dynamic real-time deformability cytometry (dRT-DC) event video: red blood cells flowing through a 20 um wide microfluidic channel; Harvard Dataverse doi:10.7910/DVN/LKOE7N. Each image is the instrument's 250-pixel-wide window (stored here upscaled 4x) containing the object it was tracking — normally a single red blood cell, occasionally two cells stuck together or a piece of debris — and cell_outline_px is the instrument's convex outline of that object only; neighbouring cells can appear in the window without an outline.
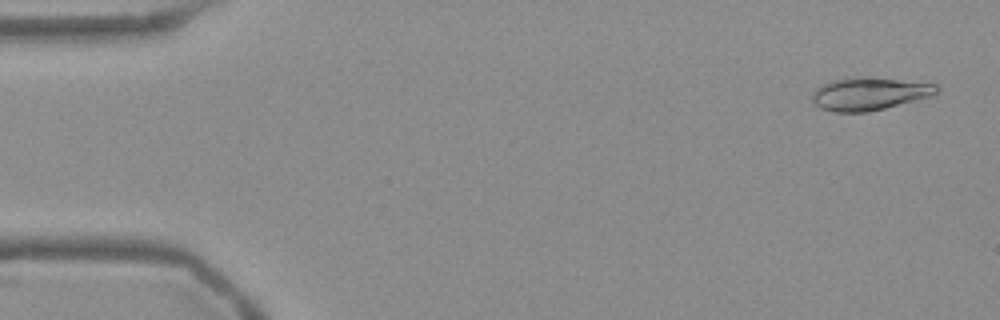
{"species": "Egyptian fruit bat (a non-hibernating species)", "species_latin": "Rousettus aegyptiacus", "temperature_condition": "warm", "stored_images_in_passage": 53, "camera_frame_rate_fps": 3000, "um_per_image_px": 0.085, "frame": {"image": 1, "passage_image": 2, "time_ms": 0.333, "image_size_px": [1000, 320], "cell_outline_px": [[940, 88], [932, 96], [868, 112], [832, 112], [820, 108], [812, 100], [812, 92], [820, 84], [844, 76], [872, 76], [936, 84]], "centroid_in_image_um": [73.85, 7.94], "position_along_channel_um": 11.2, "area_um2": 24.28}}
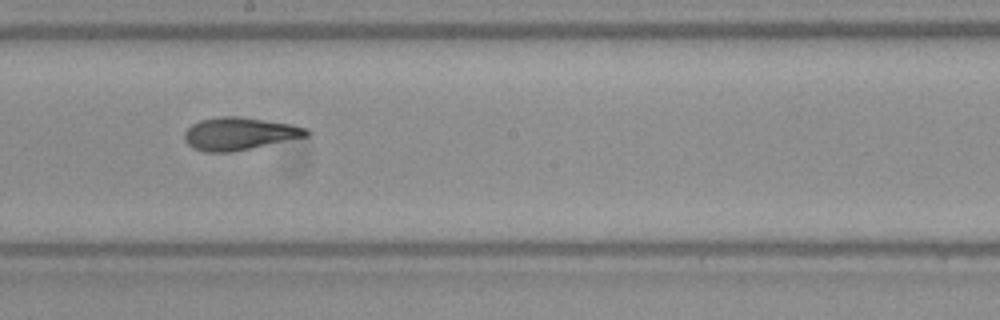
{"frame": {"image": 2, "passage_image": 29, "time_ms": 9.333, "image_size_px": [1000, 320], "cell_outline_px": [[312, 132], [308, 136], [232, 152], [204, 152], [192, 148], [184, 140], [184, 132], [192, 124], [200, 120], [220, 116], [236, 116], [264, 120], [288, 124], [308, 128]], "centroid_in_image_um": [20.32, 11.37], "position_along_channel_um": 227.9, "area_um2": 23.12}}
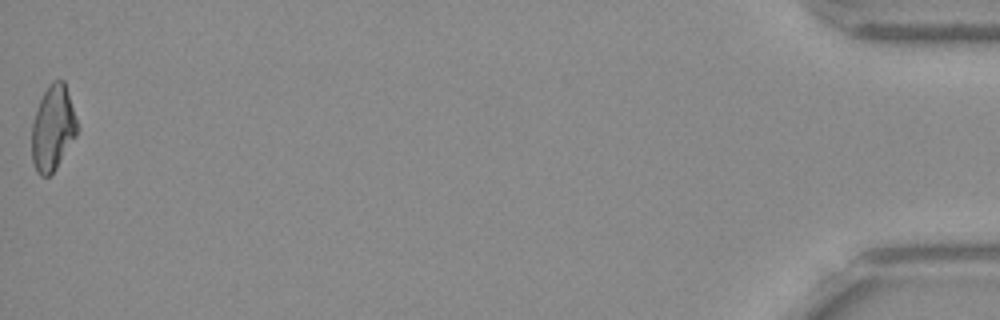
{"frame": {"image": 3, "passage_image": 53, "time_ms": 17.333, "image_size_px": [1000, 320], "cell_outline_px": [[80, 128], [76, 136], [56, 168], [48, 176], [40, 176], [36, 172], [32, 160], [32, 124], [40, 100], [48, 84], [52, 80], [64, 80]], "centroid_in_image_um": [4.51, 10.88], "position_along_channel_um": 430.7, "area_um2": 22.6}, "authors_computed_cell_mechanics": {"area_um2": 22.8888, "velocity_mm_per_s": 3.785, "shape_relaxation_time_tau1_ms": 8.854, "shape_relaxation_time_tau2_ms": 2.4258, "deformation_change_tau1": 0.2452, "deformation_change_tau2": 0.0944}}